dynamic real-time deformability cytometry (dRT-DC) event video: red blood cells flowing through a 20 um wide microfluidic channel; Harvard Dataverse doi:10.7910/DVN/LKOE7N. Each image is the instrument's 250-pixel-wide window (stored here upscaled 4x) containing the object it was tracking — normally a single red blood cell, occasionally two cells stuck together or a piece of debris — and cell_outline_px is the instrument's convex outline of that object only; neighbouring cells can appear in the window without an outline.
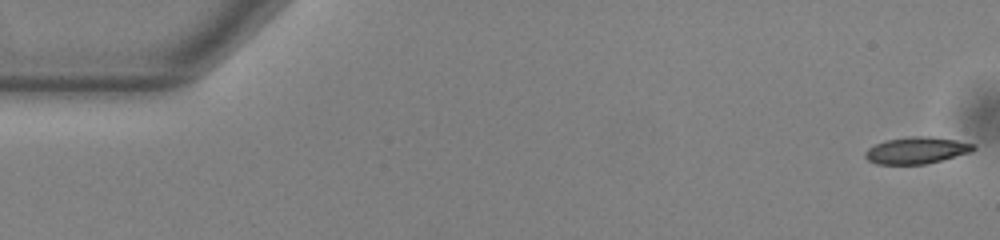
{"species": "common noctule bat (a hibernating species)", "species_latin": "Nyctalus noctula", "temperature_condition": "warm", "stored_images_in_passage": 47, "camera_frame_rate_fps": 3000, "um_per_image_px": 0.085, "animal": {"sex": "male", "body_mass_g": 13.0, "forearm_length_mm": 53.1}, "frame": {"image": 1, "passage_image": 1, "time_ms": 0.0, "image_size_px": [1000, 240], "cell_outline_px": [[976, 148], [968, 152], [940, 160], [924, 164], [876, 164], [868, 160], [864, 156], [864, 152], [868, 148], [884, 140], [912, 136], [928, 136], [956, 140], [972, 144]], "centroid_in_image_um": [77.83, 12.77], "position_along_channel_um": 7.2, "area_um2": 16.59}}
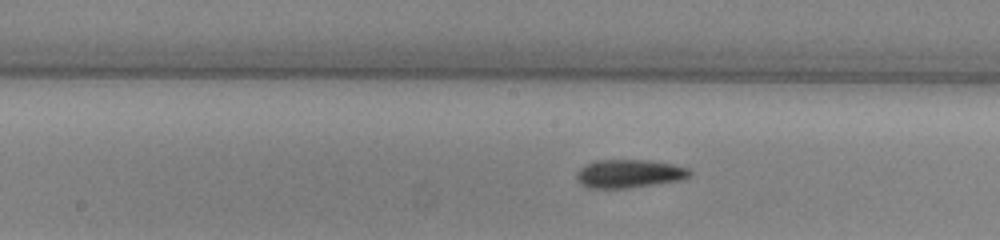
{"frame": {"image": 2, "passage_image": 27, "time_ms": 8.667, "image_size_px": [1000, 240], "cell_outline_px": [[692, 172], [688, 176], [680, 180], [628, 188], [588, 188], [580, 184], [576, 180], [576, 172], [580, 168], [596, 160], [644, 160], [672, 164], [688, 168]], "centroid_in_image_um": [53.43, 14.77], "position_along_channel_um": 194.8, "area_um2": 18.55}}
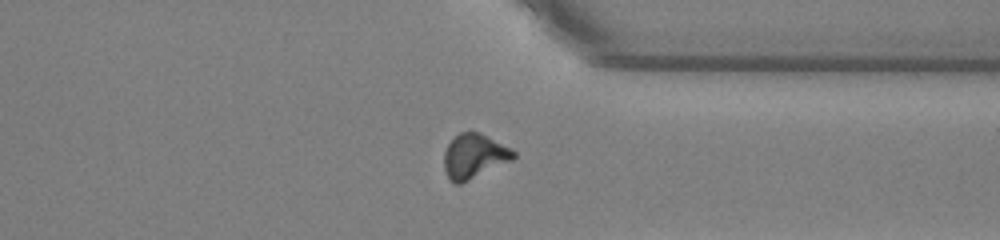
{"frame": {"image": 3, "passage_image": 41, "time_ms": 13.333, "image_size_px": [1000, 240], "cell_outline_px": [[516, 156], [512, 160], [460, 184], [452, 184], [448, 180], [444, 172], [444, 152], [448, 144], [460, 132], [480, 132], [516, 152]], "centroid_in_image_um": [40.26, 13.3], "position_along_channel_um": 371.1, "area_um2": 17.92}, "authors_computed_cell_mechanics": {"area_um2": 17.629, "velocity_mm_per_s": 3.8384, "shape_relaxation_time_tau1_ms": 8.432, "shape_relaxation_time_tau2_ms": 3.9287, "deformation_change_tau1": 0.2302, "deformation_change_tau2": 0.1129}}